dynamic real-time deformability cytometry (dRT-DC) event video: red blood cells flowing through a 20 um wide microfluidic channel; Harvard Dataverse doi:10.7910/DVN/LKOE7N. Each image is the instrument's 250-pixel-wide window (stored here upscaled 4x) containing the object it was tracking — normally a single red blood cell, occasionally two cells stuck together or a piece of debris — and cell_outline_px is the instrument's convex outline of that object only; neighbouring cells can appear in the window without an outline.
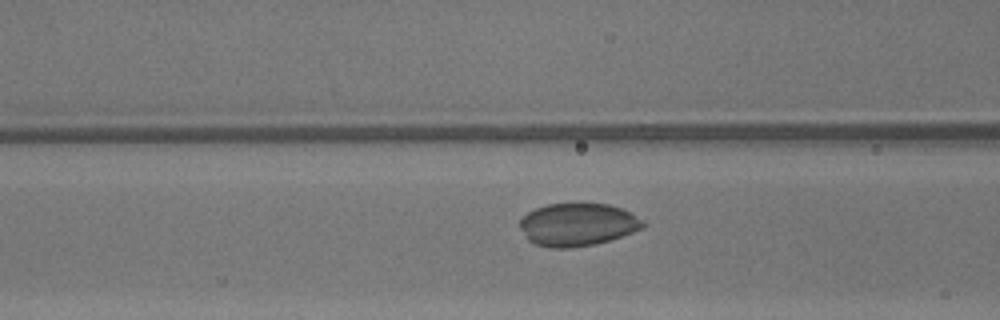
{"species": "common noctule bat (a hibernating species)", "species_latin": "Nyctalus noctula", "temperature_condition": "warm", "stored_images_in_passage": 35, "camera_frame_rate_fps": 3000, "um_per_image_px": 0.085, "animal": {"sex": "male", "body_mass_g": 13.3}, "frame": {"image": 1, "passage_image": 15, "time_ms": 4.667, "image_size_px": [1000, 320], "cell_outline_px": [[648, 224], [644, 228], [596, 244], [572, 248], [552, 248], [536, 244], [528, 240], [520, 228], [520, 220], [528, 212], [536, 208], [548, 204], [608, 204], [632, 212]], "centroid_in_image_um": [49.12, 19.09], "position_along_channel_um": 117.5, "area_um2": 30.63}}
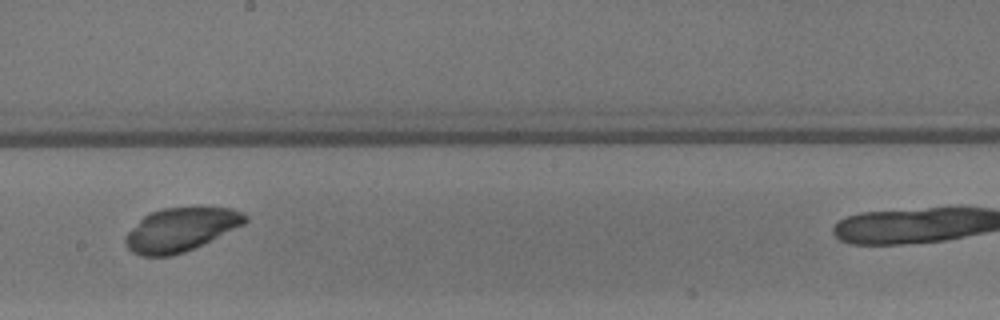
{"frame": {"image": 2, "passage_image": 23, "time_ms": 7.333, "image_size_px": [1000, 320], "cell_outline_px": [[248, 220], [244, 224], [184, 252], [172, 256], [140, 256], [132, 252], [128, 248], [124, 240], [124, 236], [144, 216], [152, 212], [164, 208], [196, 204], [232, 208], [248, 216]], "centroid_in_image_um": [15.38, 19.46], "position_along_channel_um": 232.8, "area_um2": 30.81}}
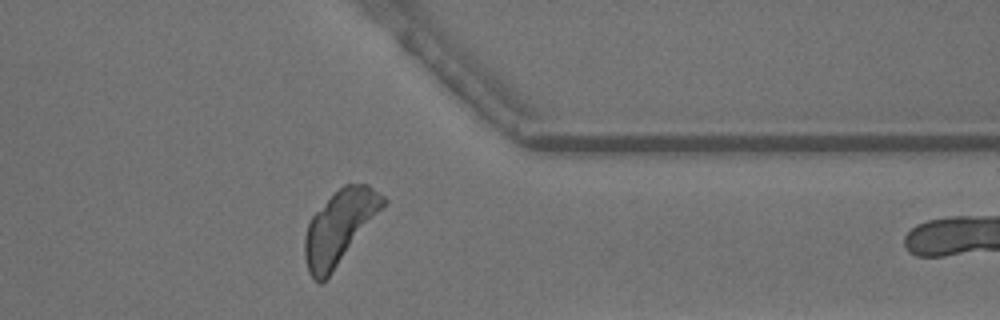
{"frame": {"image": 3, "passage_image": 34, "time_ms": 11.0, "image_size_px": [1000, 320], "cell_outline_px": [[388, 200], [328, 276], [320, 284], [312, 280], [308, 272], [304, 256], [304, 236], [308, 224], [312, 216], [344, 184], [368, 184], [384, 196]], "centroid_in_image_um": [28.82, 19.31], "position_along_channel_um": 382.6, "area_um2": 32.43}}